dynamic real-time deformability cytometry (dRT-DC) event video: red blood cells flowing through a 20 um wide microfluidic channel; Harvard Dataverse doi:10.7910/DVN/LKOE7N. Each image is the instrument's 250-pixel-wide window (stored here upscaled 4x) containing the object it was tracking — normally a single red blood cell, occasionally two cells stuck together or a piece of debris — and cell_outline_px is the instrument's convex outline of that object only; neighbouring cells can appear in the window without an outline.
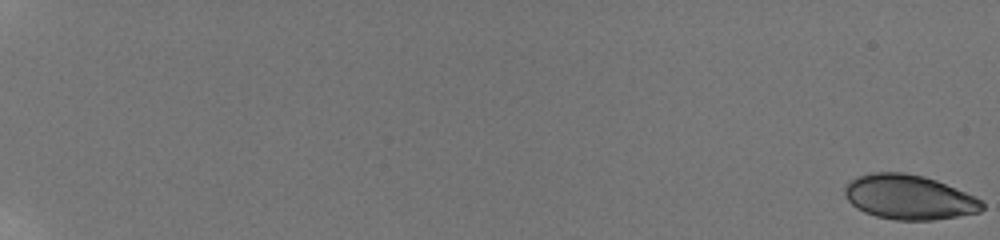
{"species": "human", "species_latin": "Homo sapiens", "temperature_condition": "room temperature", "stored_images_in_passage": 8, "camera_frame_rate_fps": 3000, "um_per_image_px": 0.085, "donor": {"sex": "male"}, "frame": {"image": 1, "passage_image": 1, "time_ms": 0.0, "image_size_px": [1000, 240], "cell_outline_px": [[984, 208], [980, 212], [932, 220], [896, 220], [876, 216], [864, 212], [856, 208], [844, 196], [844, 188], [848, 180], [872, 172], [904, 172], [924, 176], [936, 180], [984, 200]], "centroid_in_image_um": [77.25, 16.75], "position_along_channel_um": 7.7, "area_um2": 35.84}}
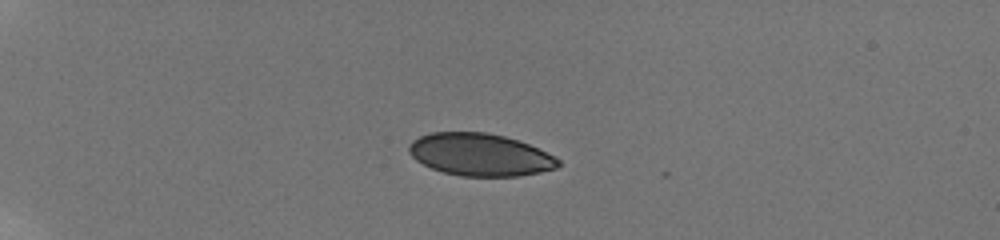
{"frame": {"image": 2, "passage_image": 6, "time_ms": 6.0, "image_size_px": [1000, 240], "cell_outline_px": [[560, 164], [556, 168], [540, 172], [520, 176], [460, 176], [444, 172], [432, 168], [416, 160], [408, 152], [408, 144], [412, 140], [420, 136], [432, 132], [488, 132], [504, 136], [528, 144], [556, 156], [560, 160]], "centroid_in_image_um": [40.8, 13.14], "position_along_channel_um": 44.2, "area_um2": 36.93}}
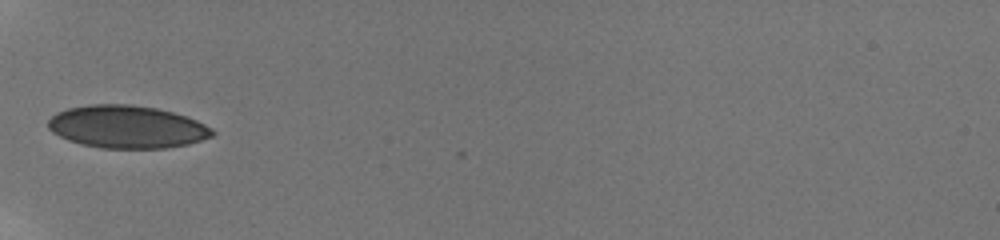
{"frame": {"image": 3, "passage_image": 8, "time_ms": 8.333, "image_size_px": [1000, 240], "cell_outline_px": [[216, 132], [212, 136], [188, 144], [164, 148], [100, 148], [80, 144], [68, 140], [52, 132], [48, 128], [48, 120], [56, 112], [68, 108], [88, 104], [132, 104], [156, 108], [172, 112], [196, 120], [212, 128]], "centroid_in_image_um": [10.76, 10.78], "position_along_channel_um": 74.2, "area_um2": 40.86}}